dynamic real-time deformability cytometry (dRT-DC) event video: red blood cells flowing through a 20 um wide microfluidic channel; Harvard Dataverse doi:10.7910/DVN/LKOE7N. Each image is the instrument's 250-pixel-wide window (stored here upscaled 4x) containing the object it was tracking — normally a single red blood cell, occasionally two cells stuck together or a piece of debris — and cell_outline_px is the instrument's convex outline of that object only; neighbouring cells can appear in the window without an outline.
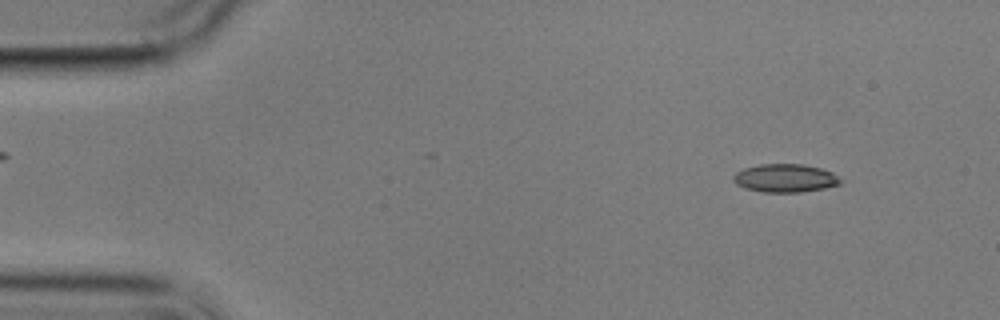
{"species": "common noctule bat (a hibernating species)", "species_latin": "Nyctalus noctula", "temperature_condition": "cold", "stored_images_in_passage": 3, "camera_frame_rate_fps": 3000, "um_per_image_px": 0.085, "animal": {"sex": "male", "body_mass_g": 17.9}, "frame": {"image": 1, "passage_image": 1, "time_ms": 0.0, "image_size_px": [1000, 320], "cell_outline_px": [[844, 180], [840, 184], [824, 188], [800, 192], [760, 192], [744, 188], [736, 184], [732, 180], [732, 176], [736, 172], [744, 168], [760, 164], [804, 164], [820, 168], [832, 172]], "centroid_in_image_um": [66.73, 15.14], "position_along_channel_um": 18.3, "area_um2": 17.8}}